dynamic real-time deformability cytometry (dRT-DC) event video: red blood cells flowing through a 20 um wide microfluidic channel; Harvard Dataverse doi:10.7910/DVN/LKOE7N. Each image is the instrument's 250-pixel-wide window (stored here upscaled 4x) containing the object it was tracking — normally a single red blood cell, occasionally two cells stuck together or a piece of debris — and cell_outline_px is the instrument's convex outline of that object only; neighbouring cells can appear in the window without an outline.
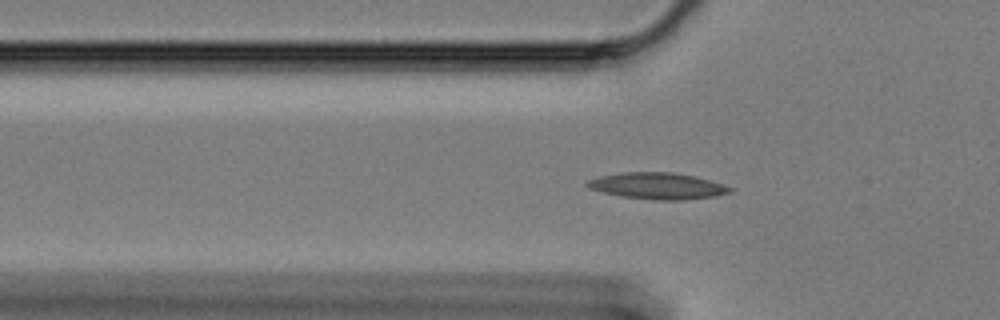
{"species": "Egyptian fruit bat (a non-hibernating species)", "species_latin": "Rousettus aegyptiacus", "temperature_condition": "cold", "stored_images_in_passage": 60, "camera_frame_rate_fps": 3000, "um_per_image_px": 0.085, "animal": {"sex": "female"}, "frame": {"image": 1, "passage_image": 19, "time_ms": 6.0, "image_size_px": [1000, 320], "cell_outline_px": [[732, 192], [716, 196], [684, 200], [652, 200], [620, 196], [588, 188], [584, 184], [588, 180], [600, 176], [624, 172], [672, 172], [696, 176], [724, 184], [732, 188]], "centroid_in_image_um": [55.91, 15.8], "position_along_channel_um": 69.9, "area_um2": 22.14}}
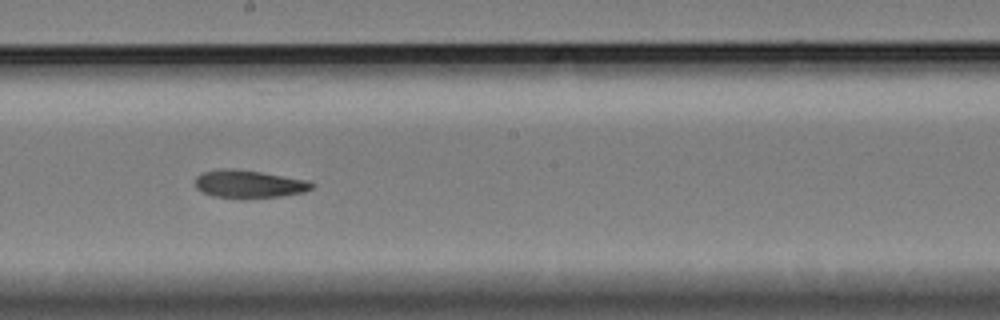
{"frame": {"image": 2, "passage_image": 33, "time_ms": 10.667, "image_size_px": [1000, 320], "cell_outline_px": [[316, 184], [312, 188], [304, 192], [280, 196], [240, 200], [212, 196], [200, 192], [196, 188], [196, 176], [204, 172], [224, 168], [232, 168], [260, 172], [308, 180]], "centroid_in_image_um": [21.14, 15.67], "position_along_channel_um": 227.1, "area_um2": 19.31}}
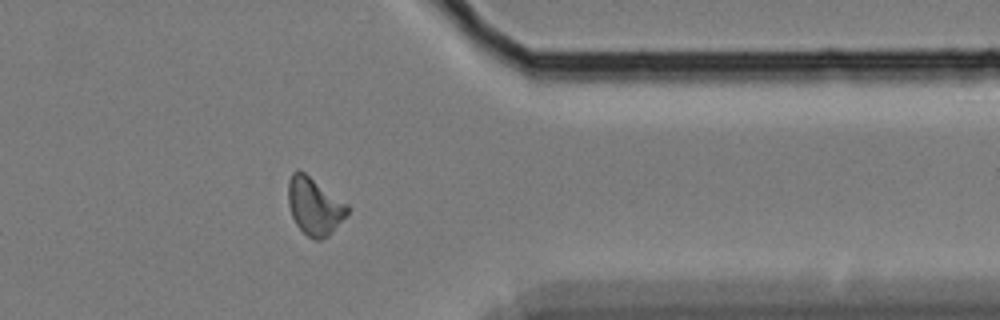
{"frame": {"image": 3, "passage_image": 48, "time_ms": 15.667, "image_size_px": [1000, 320], "cell_outline_px": [[348, 212], [332, 232], [328, 236], [320, 240], [316, 240], [308, 236], [296, 224], [292, 216], [288, 204], [288, 180], [292, 172], [296, 168], [304, 172], [348, 204]], "centroid_in_image_um": [26.7, 17.5], "position_along_channel_um": 384.7, "area_um2": 19.65}, "authors_computed_cell_mechanics": {"area_um2": 19.3341, "velocity_mm_per_s": 3.3637, "shape_relaxation_time_tau1_ms": null, "shape_relaxation_time_tau2_ms": 7.6675, "deformation_change_tau1": null, "deformation_change_tau2": 0.1485}}